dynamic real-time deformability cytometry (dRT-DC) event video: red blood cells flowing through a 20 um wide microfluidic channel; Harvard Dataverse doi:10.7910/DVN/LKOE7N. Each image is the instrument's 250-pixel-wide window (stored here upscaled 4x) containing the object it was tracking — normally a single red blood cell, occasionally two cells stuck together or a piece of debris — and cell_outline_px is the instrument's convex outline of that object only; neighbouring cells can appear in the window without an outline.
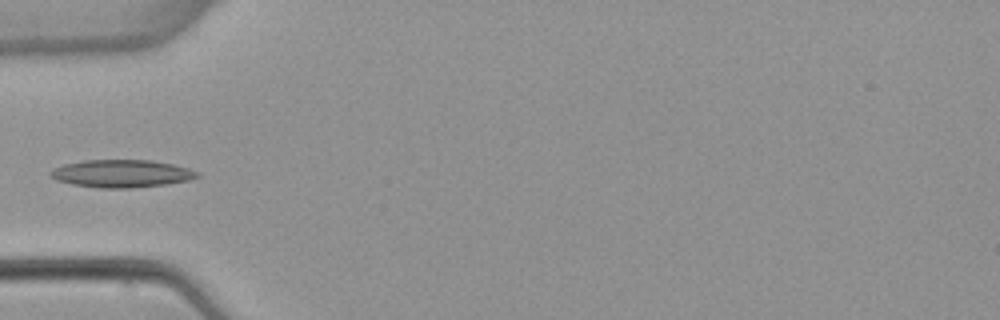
{"species": "common noctule bat (a hibernating species)", "species_latin": "Nyctalus noctula", "temperature_condition": "warm", "stored_images_in_passage": 4, "camera_frame_rate_fps": 3000, "um_per_image_px": 0.085, "animal": {"sex": "female", "body_mass_g": 22.7, "forearm_length_mm": 54.2}, "frame": {"image": 1, "passage_image": 4, "time_ms": 4.333, "image_size_px": [1000, 320], "cell_outline_px": [[200, 176], [188, 180], [168, 184], [132, 188], [100, 188], [72, 184], [56, 180], [48, 172], [52, 168], [64, 164], [84, 160], [152, 160], [172, 164], [188, 168], [200, 172]], "centroid_in_image_um": [10.34, 14.75], "position_along_channel_um": 74.7, "area_um2": 23.76}}